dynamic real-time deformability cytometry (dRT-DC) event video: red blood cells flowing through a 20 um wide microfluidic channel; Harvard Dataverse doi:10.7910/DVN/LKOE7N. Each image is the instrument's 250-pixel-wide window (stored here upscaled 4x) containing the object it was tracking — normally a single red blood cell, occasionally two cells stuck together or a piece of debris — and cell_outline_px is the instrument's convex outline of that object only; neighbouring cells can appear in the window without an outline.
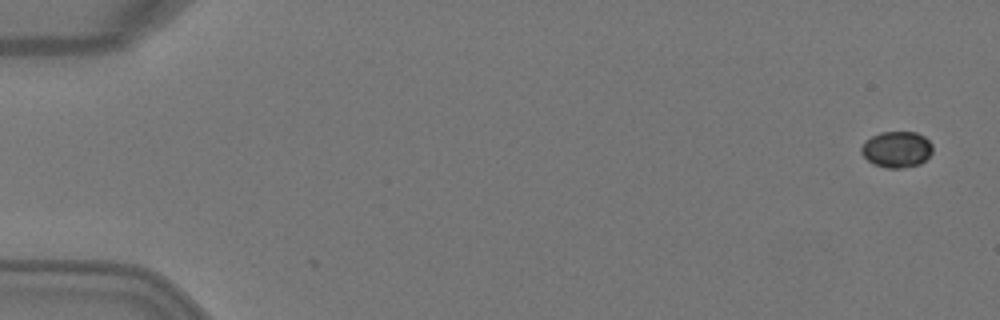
{"species": "Egyptian fruit bat (a non-hibernating species)", "species_latin": "Rousettus aegyptiacus", "temperature_condition": "warm", "stored_images_in_passage": 5, "camera_frame_rate_fps": 3000, "um_per_image_px": 0.085, "animal": {"sex": "female"}, "frame": {"image": 1, "passage_image": 1, "time_ms": 0.0, "image_size_px": [1000, 320], "cell_outline_px": [[932, 152], [920, 164], [900, 168], [884, 168], [872, 164], [860, 152], [860, 148], [864, 140], [880, 132], [916, 132], [924, 136], [932, 144]], "centroid_in_image_um": [76.19, 12.7], "position_along_channel_um": 8.8, "area_um2": 15.14}}
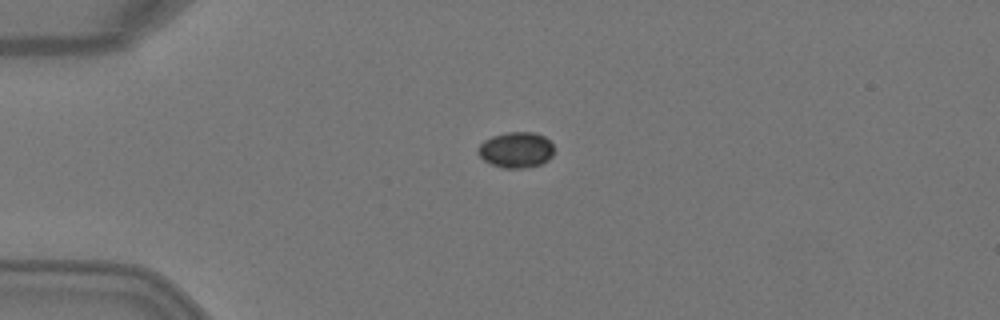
{"frame": {"image": 2, "passage_image": 4, "time_ms": 1.0, "image_size_px": [1000, 320], "cell_outline_px": [[552, 156], [548, 160], [540, 164], [524, 168], [504, 168], [492, 164], [484, 160], [476, 152], [476, 148], [484, 140], [492, 136], [508, 132], [536, 132], [544, 136], [552, 144]], "centroid_in_image_um": [43.84, 12.73], "position_along_channel_um": 41.2, "area_um2": 15.84}}